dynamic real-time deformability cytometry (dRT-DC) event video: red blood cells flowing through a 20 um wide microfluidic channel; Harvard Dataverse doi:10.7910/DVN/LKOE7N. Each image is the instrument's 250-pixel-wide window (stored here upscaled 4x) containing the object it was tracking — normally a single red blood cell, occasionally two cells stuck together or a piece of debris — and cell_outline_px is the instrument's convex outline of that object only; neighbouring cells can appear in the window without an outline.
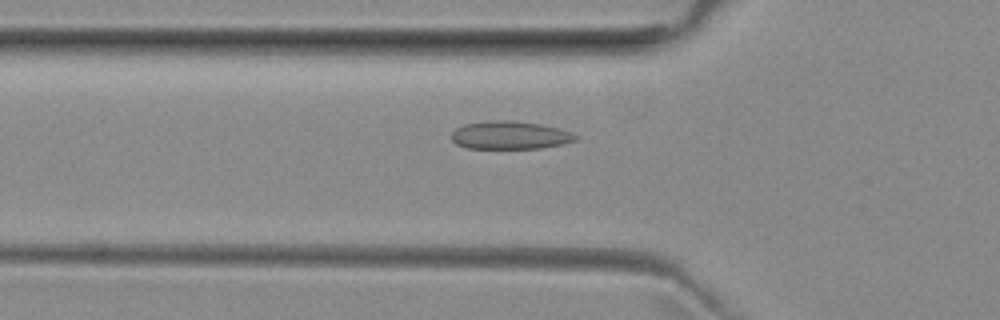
{"species": "common noctule bat (a hibernating species)", "species_latin": "Nyctalus noctula", "temperature_condition": "room temperature", "stored_images_in_passage": 52, "camera_frame_rate_fps": 3000, "um_per_image_px": 0.085, "animal": {"sex": "female", "body_mass_g": 29.2, "forearm_length_mm": 56.3}, "frame": {"image": 1, "passage_image": 18, "time_ms": 5.667, "image_size_px": [1000, 320], "cell_outline_px": [[580, 140], [564, 144], [540, 148], [468, 148], [456, 144], [452, 140], [452, 132], [456, 128], [464, 124], [488, 120], [512, 120], [540, 124], [560, 128], [572, 132], [580, 136]], "centroid_in_image_um": [43.41, 11.48], "position_along_channel_um": 82.4, "area_um2": 20.58}}
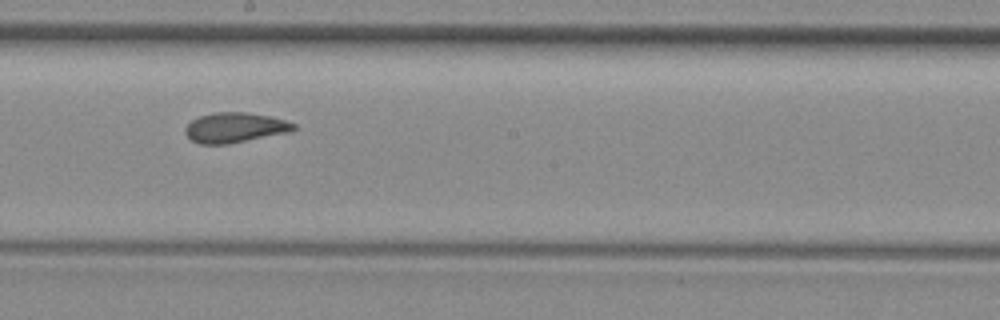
{"frame": {"image": 2, "passage_image": 29, "time_ms": 9.333, "image_size_px": [1000, 320], "cell_outline_px": [[296, 128], [292, 132], [228, 144], [200, 144], [192, 140], [184, 132], [184, 128], [192, 120], [200, 116], [212, 112], [248, 112], [272, 116], [296, 124]], "centroid_in_image_um": [19.99, 10.84], "position_along_channel_um": 228.2, "area_um2": 19.19}}
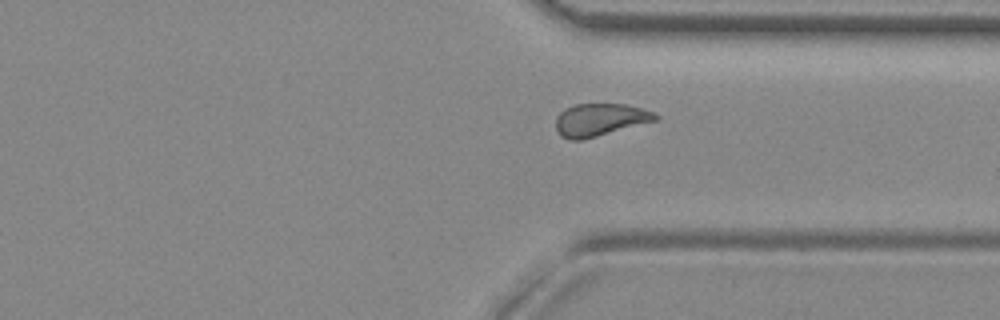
{"frame": {"image": 3, "passage_image": 39, "time_ms": 12.667, "image_size_px": [1000, 320], "cell_outline_px": [[660, 120], [580, 140], [572, 140], [560, 136], [556, 128], [556, 116], [564, 108], [572, 104], [628, 104], [652, 112], [660, 116]], "centroid_in_image_um": [51.0, 10.17], "position_along_channel_um": 360.4, "area_um2": 19.02}, "authors_computed_cell_mechanics": {"area_um2": 19.3919, "velocity_mm_per_s": 3.9579, "shape_relaxation_time_tau1_ms": null, "shape_relaxation_time_tau2_ms": 4.9914, "deformation_change_tau1": null, "deformation_change_tau2": 0.068}}